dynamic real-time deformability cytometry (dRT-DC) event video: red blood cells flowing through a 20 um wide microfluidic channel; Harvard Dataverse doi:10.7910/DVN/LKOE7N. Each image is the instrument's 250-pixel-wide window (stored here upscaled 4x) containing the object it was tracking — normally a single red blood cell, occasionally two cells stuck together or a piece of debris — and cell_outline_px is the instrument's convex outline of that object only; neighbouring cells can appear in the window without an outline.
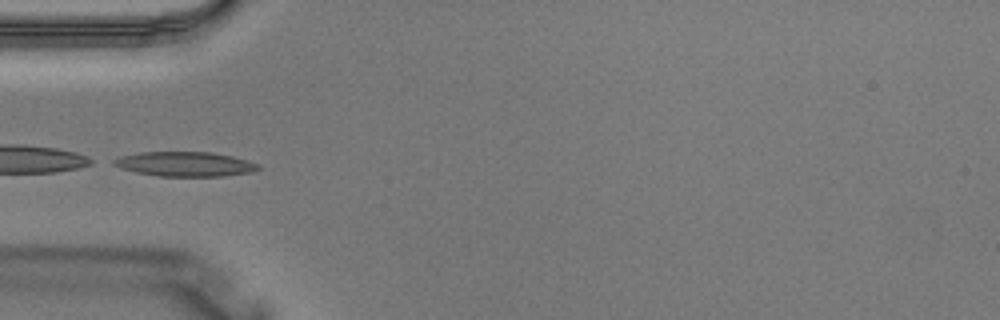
{"species": "Egyptian fruit bat (a non-hibernating species)", "species_latin": "Rousettus aegyptiacus", "temperature_condition": "warm", "stored_images_in_passage": 4, "segment_of_instrument_passage": [2, 2], "camera_frame_rate_fps": 3000, "um_per_image_px": 0.085, "animal": {"sex": "male"}, "frame": {"image": 1, "passage_image": 4, "time_ms": 1.0, "image_size_px": [1000, 320], "cell_outline_px": [[260, 168], [252, 172], [224, 176], [156, 176], [136, 172], [120, 168], [112, 164], [112, 160], [120, 156], [140, 152], [212, 152], [232, 156], [260, 164]], "centroid_in_image_um": [15.71, 13.94], "position_along_channel_um": 69.3, "area_um2": 20.81}}